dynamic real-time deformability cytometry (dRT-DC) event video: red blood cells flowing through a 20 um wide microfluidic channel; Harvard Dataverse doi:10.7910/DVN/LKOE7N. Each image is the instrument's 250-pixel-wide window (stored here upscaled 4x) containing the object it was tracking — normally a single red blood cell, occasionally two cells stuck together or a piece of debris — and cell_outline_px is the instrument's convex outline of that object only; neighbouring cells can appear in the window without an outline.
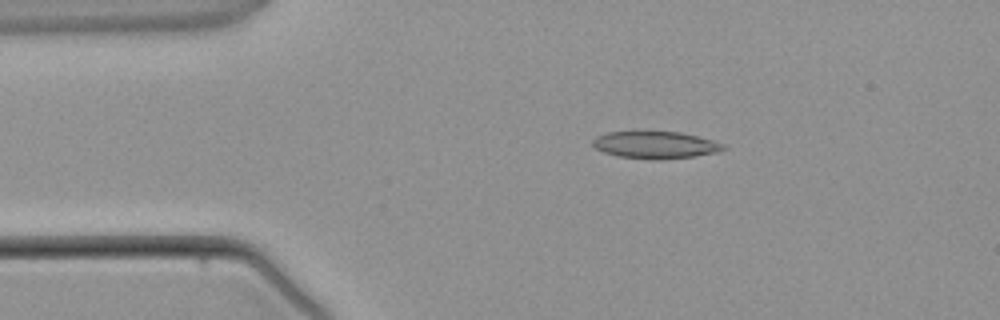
{"species": "common noctule bat (a hibernating species)", "species_latin": "Nyctalus noctula", "temperature_condition": "warm", "stored_images_in_passage": 2, "camera_frame_rate_fps": 3000, "um_per_image_px": 0.085, "animal": {"sex": "male", "body_mass_g": 21.5, "forearm_length_mm": 52.0}, "frame": {"image": 1, "passage_image": 2, "time_ms": 1.333, "image_size_px": [1000, 320], "cell_outline_px": [[728, 148], [720, 152], [696, 156], [660, 160], [652, 160], [616, 156], [604, 152], [596, 148], [592, 144], [592, 140], [596, 136], [608, 132], [680, 132], [712, 140], [724, 144]], "centroid_in_image_um": [55.73, 12.34], "position_along_channel_um": 29.3, "area_um2": 20.81}}